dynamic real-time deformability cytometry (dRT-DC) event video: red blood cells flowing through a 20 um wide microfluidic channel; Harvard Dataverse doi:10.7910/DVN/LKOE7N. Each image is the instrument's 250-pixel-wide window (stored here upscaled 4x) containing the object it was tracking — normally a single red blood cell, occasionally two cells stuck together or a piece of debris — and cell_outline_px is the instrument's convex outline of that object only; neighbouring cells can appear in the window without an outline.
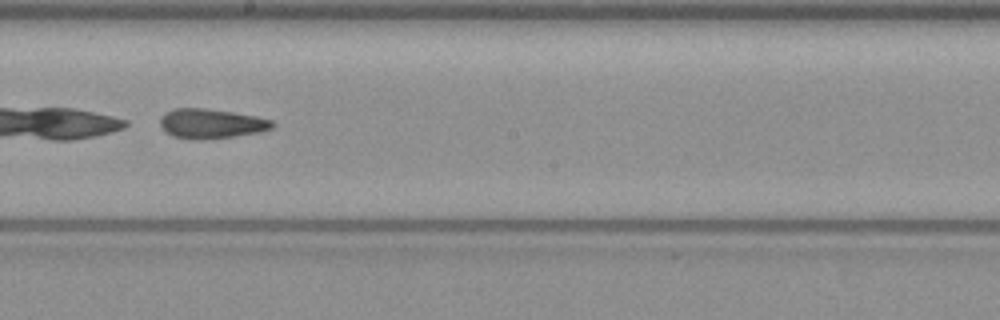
{"species": "common noctule bat (a hibernating species)", "species_latin": "Nyctalus noctula", "temperature_condition": "warm", "stored_images_in_passage": 36, "camera_frame_rate_fps": 3000, "um_per_image_px": 0.085, "animal": {"sex": "female", "body_mass_g": 19.3, "forearm_length_mm": 54.1}, "frame": {"image": 1, "passage_image": 16, "time_ms": 5.0, "image_size_px": [1000, 320], "cell_outline_px": [[276, 124], [272, 128], [260, 132], [236, 136], [200, 140], [192, 140], [172, 136], [164, 132], [160, 124], [160, 120], [164, 112], [172, 108], [204, 108], [232, 112], [256, 116], [272, 120]], "centroid_in_image_um": [17.92, 10.51], "position_along_channel_um": 230.3, "area_um2": 19.65}, "authors_computed_cell_mechanics": {"area_um2": 19.6231, "velocity_mm_per_s": 3.8496, "shape_relaxation_time_tau1_ms": null, "shape_relaxation_time_tau2_ms": 7.8936, "deformation_change_tau1": null, "deformation_change_tau2": 0.205}}